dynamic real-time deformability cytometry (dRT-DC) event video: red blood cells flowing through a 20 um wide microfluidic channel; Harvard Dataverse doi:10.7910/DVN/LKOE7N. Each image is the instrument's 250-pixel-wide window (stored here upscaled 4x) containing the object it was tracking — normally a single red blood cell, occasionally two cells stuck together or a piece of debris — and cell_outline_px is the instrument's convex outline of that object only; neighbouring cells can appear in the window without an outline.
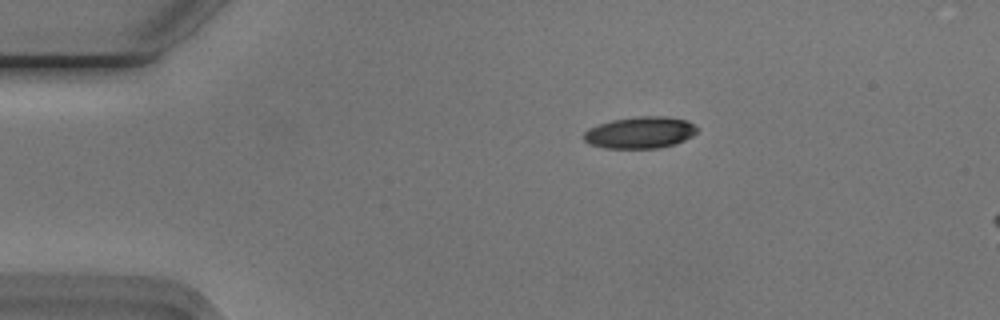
{"species": "Egyptian fruit bat (a non-hibernating species)", "species_latin": "Rousettus aegyptiacus", "temperature_condition": "cold", "stored_images_in_passage": 45, "camera_frame_rate_fps": 3000, "um_per_image_px": 0.085, "animal": {"sex": "male"}, "frame": {"image": 1, "passage_image": 1, "time_ms": 0.0, "image_size_px": [1000, 320], "cell_outline_px": [[700, 128], [692, 136], [684, 140], [672, 144], [656, 148], [604, 148], [592, 144], [584, 140], [584, 132], [600, 124], [612, 120], [636, 116], [664, 116], [688, 120]], "centroid_in_image_um": [54.46, 11.25], "position_along_channel_um": 30.5, "area_um2": 20.75}}
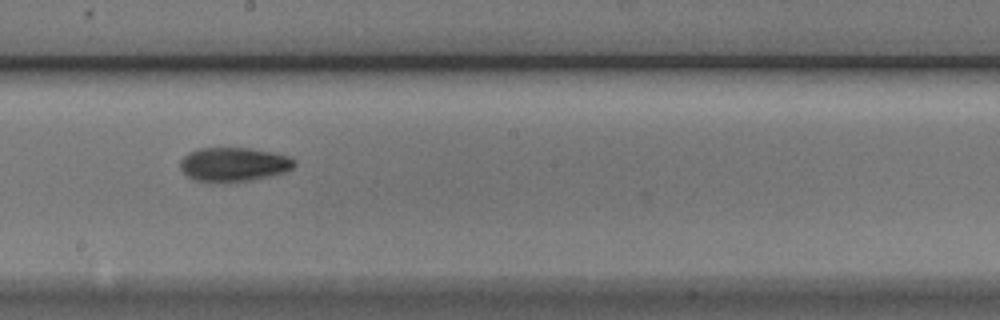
{"frame": {"image": 2, "passage_image": 21, "time_ms": 6.667, "image_size_px": [1000, 320], "cell_outline_px": [[296, 164], [292, 168], [284, 172], [252, 180], [192, 180], [180, 168], [180, 160], [188, 152], [200, 148], [252, 148], [272, 152], [288, 156], [296, 160]], "centroid_in_image_um": [19.88, 13.94], "position_along_channel_um": 228.3, "area_um2": 22.2}}
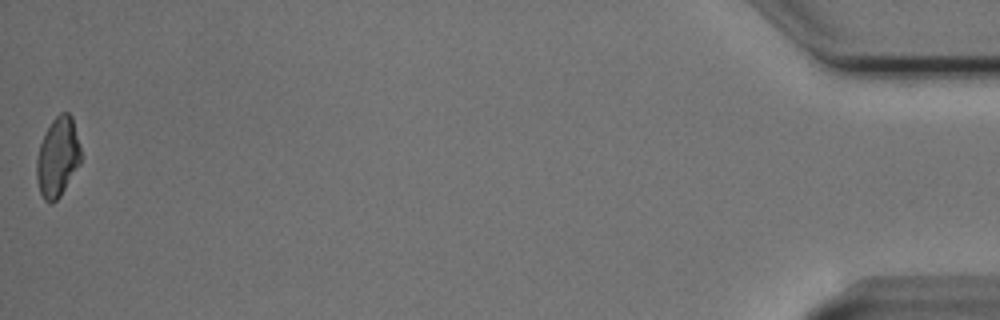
{"frame": {"image": 3, "passage_image": 45, "time_ms": 14.667, "image_size_px": [1000, 320], "cell_outline_px": [[80, 164], [60, 196], [52, 204], [48, 204], [44, 200], [40, 192], [36, 180], [36, 160], [40, 144], [52, 120], [60, 112], [68, 112], [72, 116], [80, 148]], "centroid_in_image_um": [4.89, 13.38], "position_along_channel_um": 430.3, "area_um2": 20.4}, "authors_computed_cell_mechanics": {"area_um2": 21.6172, "velocity_mm_per_s": 3.7581, "shape_relaxation_time_tau1_ms": 3.7061, "shape_relaxation_time_tau2_ms": 9.1732, "deformation_change_tau1": 0.1496, "deformation_change_tau2": 0.1277}}